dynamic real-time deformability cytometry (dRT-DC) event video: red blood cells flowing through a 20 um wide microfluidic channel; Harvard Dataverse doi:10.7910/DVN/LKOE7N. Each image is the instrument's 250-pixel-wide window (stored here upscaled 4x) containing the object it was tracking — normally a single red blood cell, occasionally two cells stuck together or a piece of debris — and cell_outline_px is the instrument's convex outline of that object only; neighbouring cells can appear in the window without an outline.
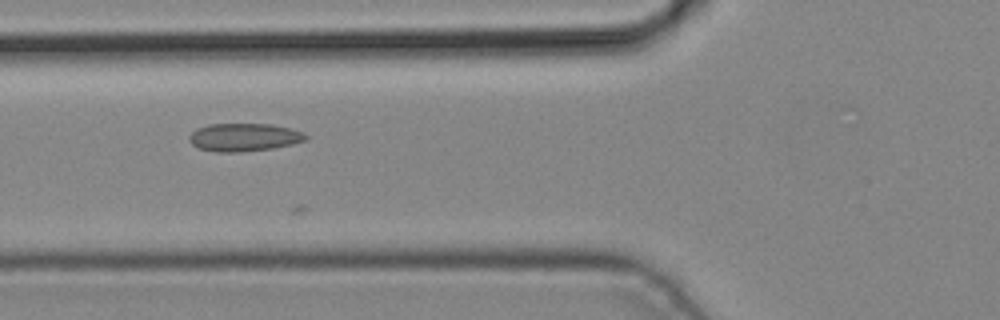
{"species": "common noctule bat (a hibernating species)", "species_latin": "Nyctalus noctula", "temperature_condition": "cold", "stored_images_in_passage": 5, "camera_frame_rate_fps": 3000, "um_per_image_px": 0.085, "animal": {"sex": "male", "body_mass_g": 19.2, "forearm_length_mm": 51.8}, "frame": {"image": 1, "passage_image": 5, "time_ms": 1.333, "image_size_px": [1000, 320], "cell_outline_px": [[308, 140], [292, 144], [272, 148], [240, 152], [216, 152], [196, 148], [188, 140], [188, 136], [196, 128], [208, 124], [272, 124], [292, 128], [304, 132], [308, 136]], "centroid_in_image_um": [20.74, 11.66], "position_along_channel_um": 105.1, "area_um2": 19.31}}